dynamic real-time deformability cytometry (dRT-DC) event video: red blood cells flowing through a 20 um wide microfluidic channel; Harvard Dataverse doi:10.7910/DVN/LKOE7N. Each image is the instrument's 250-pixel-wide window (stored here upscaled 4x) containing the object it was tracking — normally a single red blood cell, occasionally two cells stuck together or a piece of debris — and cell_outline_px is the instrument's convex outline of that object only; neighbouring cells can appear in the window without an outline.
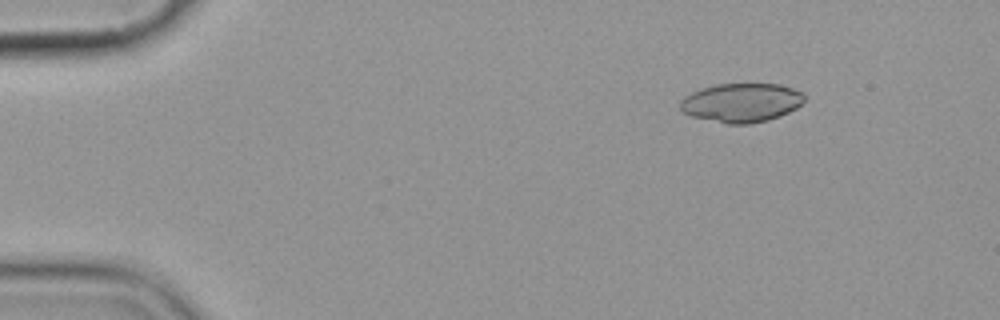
{"species": "common noctule bat (a hibernating species)", "species_latin": "Nyctalus noctula", "temperature_condition": "cold", "stored_images_in_passage": 5, "camera_frame_rate_fps": 3000, "um_per_image_px": 0.085, "animal": {"sex": "female", "body_mass_g": 19.9}, "frame": {"image": 1, "passage_image": 1, "time_ms": 0.0, "image_size_px": [1000, 320], "cell_outline_px": [[804, 100], [796, 108], [780, 116], [768, 120], [748, 124], [728, 124], [692, 116], [684, 112], [680, 108], [680, 100], [684, 96], [692, 92], [716, 84], [780, 84], [804, 92]], "centroid_in_image_um": [63.03, 8.72], "position_along_channel_um": 22.0, "area_um2": 28.09}}
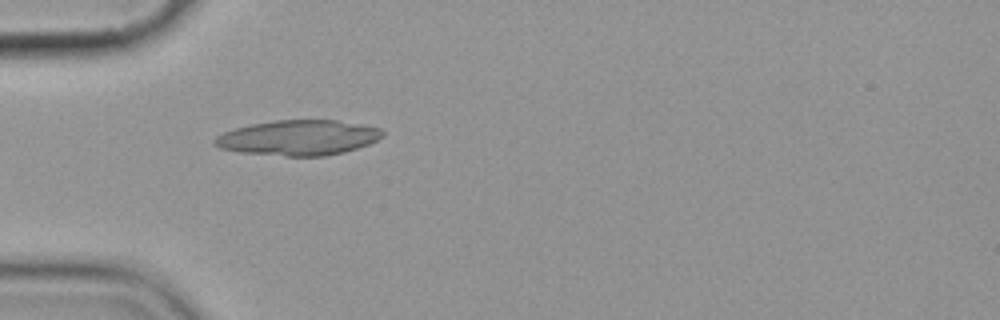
{"frame": {"image": 2, "passage_image": 4, "time_ms": 3.333, "image_size_px": [1000, 320], "cell_outline_px": [[384, 136], [368, 144], [344, 152], [324, 156], [284, 156], [240, 152], [220, 148], [212, 144], [212, 140], [216, 136], [224, 132], [236, 128], [252, 124], [276, 120], [336, 120], [360, 124], [380, 128], [384, 132]], "centroid_in_image_um": [25.34, 11.71], "position_along_channel_um": 59.7, "area_um2": 34.39}}
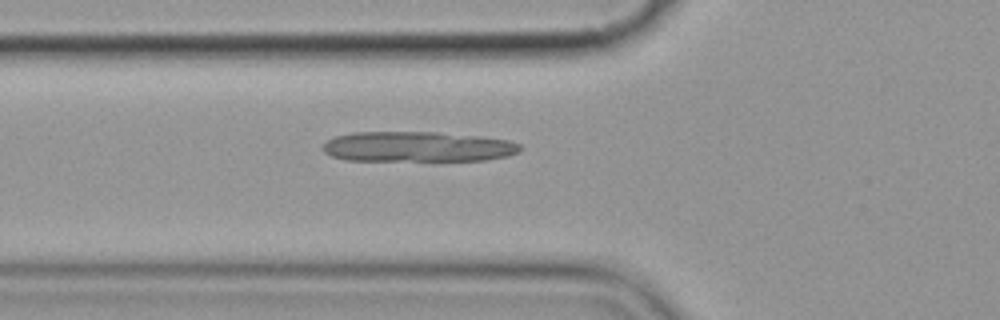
{"frame": {"image": 3, "passage_image": 5, "time_ms": 4.333, "image_size_px": [1000, 320], "cell_outline_px": [[524, 148], [520, 152], [508, 156], [488, 160], [348, 160], [332, 156], [324, 152], [324, 144], [328, 140], [336, 136], [352, 132], [436, 132], [480, 136], [508, 140], [520, 144]], "centroid_in_image_um": [35.56, 12.46], "position_along_channel_um": 90.2, "area_um2": 34.8}}